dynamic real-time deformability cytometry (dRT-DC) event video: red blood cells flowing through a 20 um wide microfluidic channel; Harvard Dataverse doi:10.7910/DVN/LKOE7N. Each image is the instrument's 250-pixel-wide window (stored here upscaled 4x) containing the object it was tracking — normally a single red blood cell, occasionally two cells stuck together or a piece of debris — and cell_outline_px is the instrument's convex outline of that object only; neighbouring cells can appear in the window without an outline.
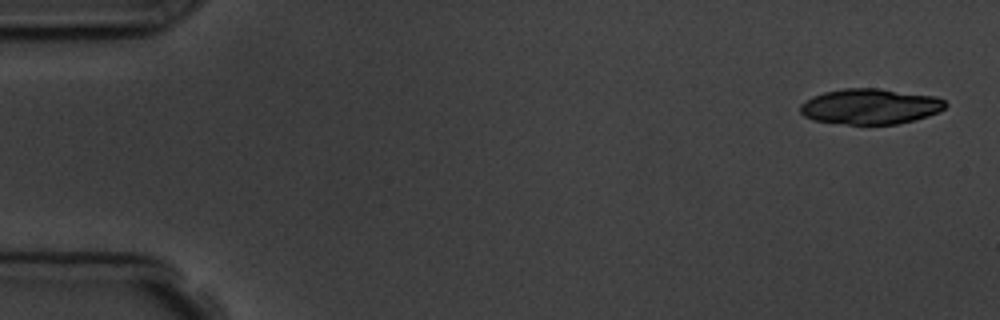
{"species": "common noctule bat (a hibernating species)", "species_latin": "Nyctalus noctula", "temperature_condition": "room temperature", "stored_images_in_passage": 4, "camera_frame_rate_fps": 3000, "um_per_image_px": 0.085, "animal": {"sex": "male", "body_mass_g": 19.5, "forearm_length_mm": 54.6}, "frame": {"image": 1, "passage_image": 1, "time_ms": 0.0, "image_size_px": [1000, 320], "cell_outline_px": [[948, 104], [940, 112], [928, 116], [896, 124], [848, 124], [812, 120], [804, 116], [800, 112], [800, 104], [812, 96], [824, 92], [844, 88], [876, 88], [936, 96], [944, 100]], "centroid_in_image_um": [73.97, 9.04], "position_along_channel_um": 11.0, "area_um2": 30.06}}